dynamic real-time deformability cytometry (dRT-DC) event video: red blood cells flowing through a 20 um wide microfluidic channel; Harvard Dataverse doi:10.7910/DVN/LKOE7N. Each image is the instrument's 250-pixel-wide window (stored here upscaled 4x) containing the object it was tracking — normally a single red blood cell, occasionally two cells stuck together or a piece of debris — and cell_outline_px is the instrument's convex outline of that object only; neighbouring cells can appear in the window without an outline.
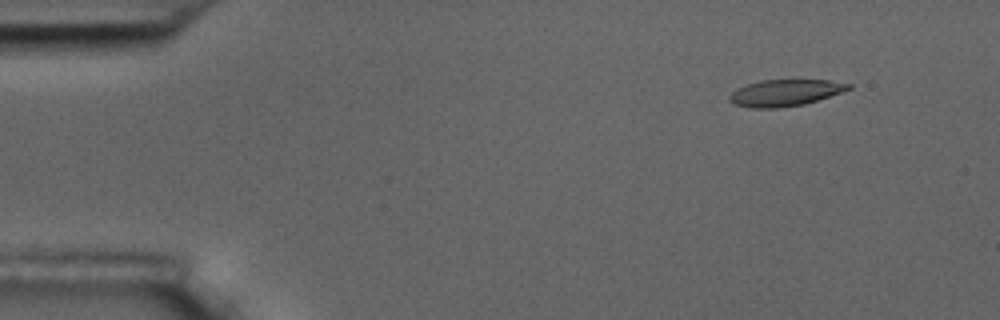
{"species": "common noctule bat (a hibernating species)", "species_latin": "Nyctalus noctula", "temperature_condition": "room temperature", "stored_images_in_passage": 52, "camera_frame_rate_fps": 3000, "um_per_image_px": 0.085, "animal": {"sex": "male", "body_mass_g": 17.5, "forearm_length_mm": 52.3}, "frame": {"image": 1, "passage_image": 2, "time_ms": 0.333, "image_size_px": [1000, 320], "cell_outline_px": [[852, 88], [804, 104], [776, 108], [748, 108], [732, 104], [728, 100], [728, 96], [736, 88], [760, 80], [828, 80], [852, 84]], "centroid_in_image_um": [66.66, 7.89], "position_along_channel_um": 18.3, "area_um2": 18.38}}
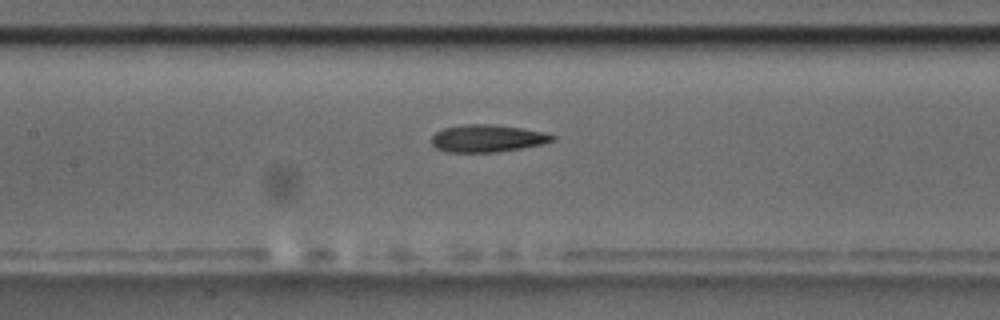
{"frame": {"image": 2, "passage_image": 22, "time_ms": 7.0, "image_size_px": [1000, 320], "cell_outline_px": [[556, 140], [544, 144], [496, 152], [444, 152], [436, 148], [432, 144], [432, 136], [436, 132], [444, 128], [460, 124], [492, 124], [520, 128], [544, 132], [556, 136]], "centroid_in_image_um": [41.42, 11.76], "position_along_channel_um": 166.0, "area_um2": 19.36}}
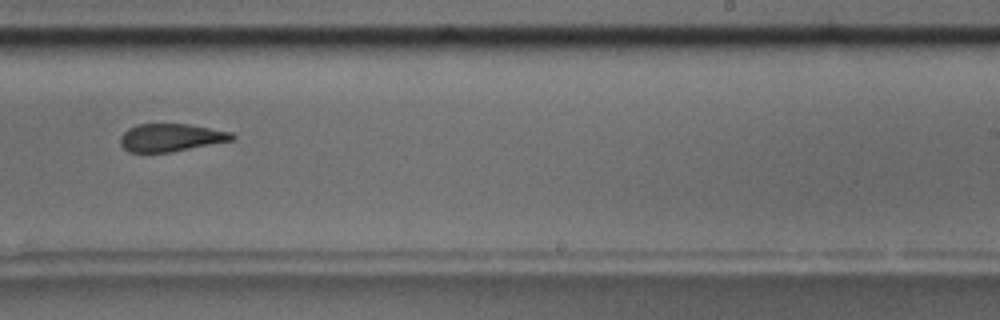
{"frame": {"image": 3, "passage_image": 31, "time_ms": 10.0, "image_size_px": [1000, 320], "cell_outline_px": [[236, 136], [232, 140], [172, 152], [128, 152], [120, 144], [120, 136], [128, 128], [136, 124], [188, 124], [232, 132]], "centroid_in_image_um": [14.5, 11.69], "position_along_channel_um": 274.5, "area_um2": 18.09}, "authors_computed_cell_mechanics": {"area_um2": 19.3919, "velocity_mm_per_s": 3.6392, "shape_relaxation_time_tau1_ms": null, "shape_relaxation_time_tau2_ms": 3.2042, "deformation_change_tau1": null, "deformation_change_tau2": 0.1275}}